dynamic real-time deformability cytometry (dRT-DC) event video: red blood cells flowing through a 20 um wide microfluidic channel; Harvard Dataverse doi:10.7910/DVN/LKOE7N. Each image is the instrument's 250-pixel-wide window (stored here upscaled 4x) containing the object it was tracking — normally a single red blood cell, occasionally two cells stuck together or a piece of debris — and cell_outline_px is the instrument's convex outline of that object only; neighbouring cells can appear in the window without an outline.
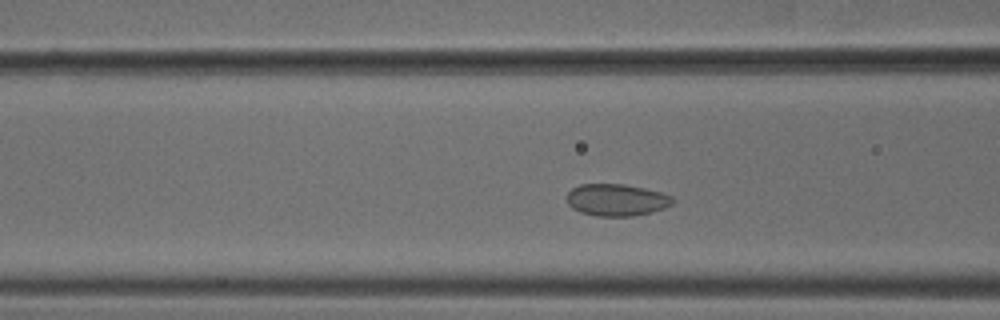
{"species": "common noctule bat (a hibernating species)", "species_latin": "Nyctalus noctula", "temperature_condition": "cold", "stored_images_in_passage": 40, "camera_frame_rate_fps": 3000, "um_per_image_px": 0.085, "animal": {"sex": "male", "body_mass_g": 18.8}, "frame": {"image": 1, "passage_image": 7, "time_ms": 2.0, "image_size_px": [1000, 320], "cell_outline_px": [[676, 200], [672, 204], [664, 208], [652, 212], [632, 216], [596, 216], [580, 212], [572, 208], [568, 204], [568, 192], [572, 188], [580, 184], [624, 184], [644, 188], [660, 192], [672, 196]], "centroid_in_image_um": [52.42, 16.99], "position_along_channel_um": 114.2, "area_um2": 19.77}}
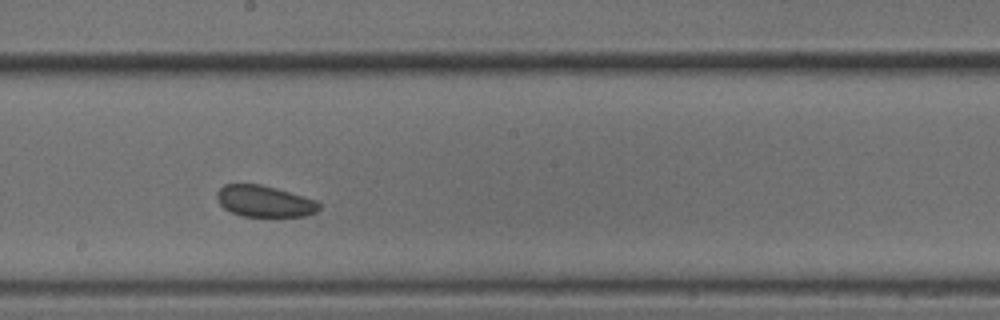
{"frame": {"image": 2, "passage_image": 16, "time_ms": 5.0, "image_size_px": [1000, 320], "cell_outline_px": [[320, 208], [316, 212], [308, 216], [240, 216], [224, 208], [216, 200], [216, 192], [224, 184], [260, 184], [276, 188], [316, 200], [320, 204]], "centroid_in_image_um": [22.46, 17.11], "position_along_channel_um": 225.7, "area_um2": 18.73}}
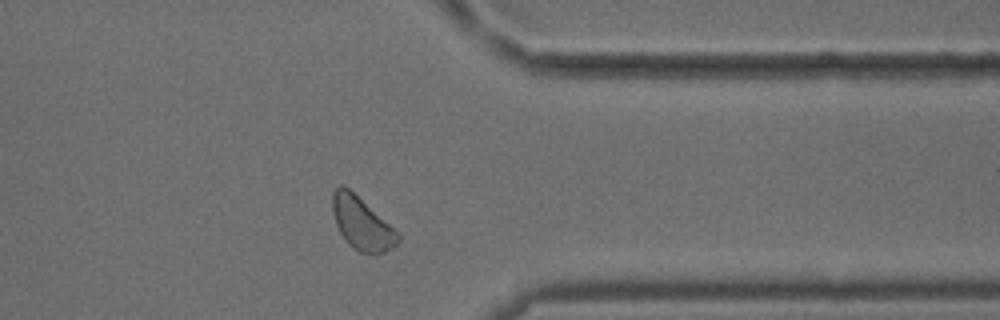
{"frame": {"image": 3, "passage_image": 29, "time_ms": 9.333, "image_size_px": [1000, 320], "cell_outline_px": [[400, 240], [392, 248], [376, 256], [372, 256], [360, 252], [352, 248], [344, 240], [336, 224], [332, 212], [332, 192], [340, 184], [344, 184], [400, 232]], "centroid_in_image_um": [30.76, 19.02], "position_along_channel_um": 380.6, "area_um2": 20.58}, "authors_computed_cell_mechanics": {"area_um2": 19.9121, "velocity_mm_per_s": 3.7157, "shape_relaxation_time_tau1_ms": null, "shape_relaxation_time_tau2_ms": 6.9991, "deformation_change_tau1": null, "deformation_change_tau2": 0.0797}}